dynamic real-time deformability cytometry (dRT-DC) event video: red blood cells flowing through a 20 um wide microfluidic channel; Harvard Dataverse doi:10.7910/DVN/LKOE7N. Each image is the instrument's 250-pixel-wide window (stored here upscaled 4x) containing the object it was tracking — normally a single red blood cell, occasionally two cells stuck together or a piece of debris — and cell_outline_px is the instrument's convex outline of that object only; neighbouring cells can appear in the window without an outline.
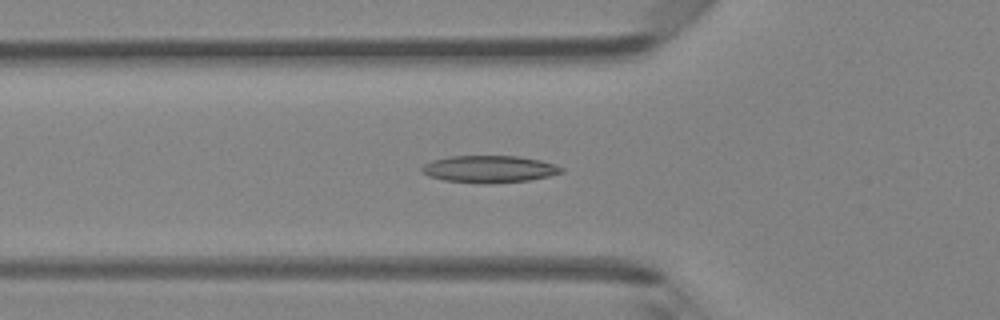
{"species": "Egyptian fruit bat (a non-hibernating species)", "species_latin": "Rousettus aegyptiacus", "temperature_condition": "room temperature", "stored_images_in_passage": 48, "camera_frame_rate_fps": 3000, "um_per_image_px": 0.085, "animal": {"sex": "female"}, "frame": {"image": 1, "passage_image": 17, "time_ms": 5.333, "image_size_px": [1000, 320], "cell_outline_px": [[564, 172], [548, 176], [528, 180], [444, 180], [428, 176], [420, 172], [420, 168], [424, 164], [432, 160], [448, 156], [516, 156], [540, 160], [564, 168]], "centroid_in_image_um": [41.55, 14.31], "position_along_channel_um": 84.3, "area_um2": 20.81}}
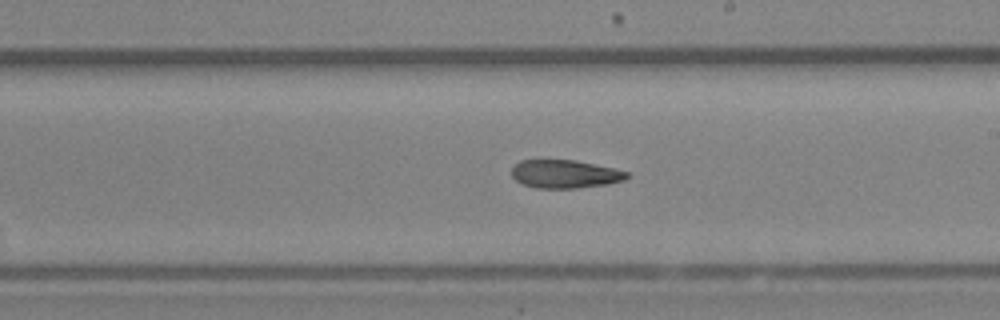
{"frame": {"image": 2, "passage_image": 28, "time_ms": 9.0, "image_size_px": [1000, 320], "cell_outline_px": [[628, 176], [624, 180], [608, 184], [576, 188], [536, 188], [520, 184], [512, 176], [512, 168], [520, 160], [576, 160], [596, 164], [628, 172]], "centroid_in_image_um": [48.0, 14.79], "position_along_channel_um": 241.0, "area_um2": 18.96}}
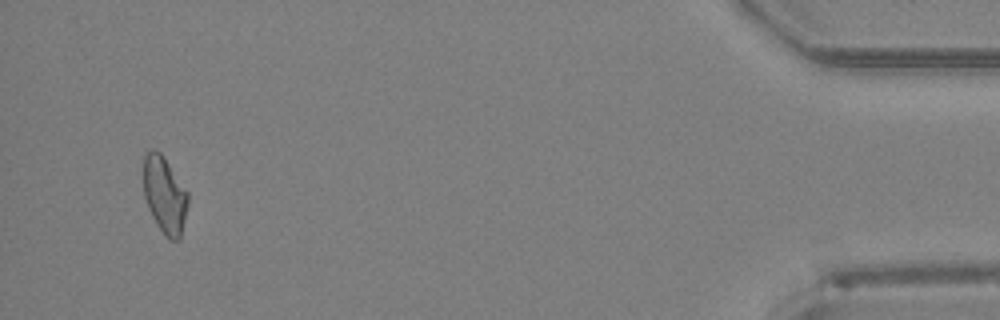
{"frame": {"image": 3, "passage_image": 46, "time_ms": 15.0, "image_size_px": [1000, 320], "cell_outline_px": [[188, 204], [180, 240], [168, 240], [156, 224], [148, 208], [144, 196], [144, 156], [152, 148], [160, 152], [188, 192]], "centroid_in_image_um": [14.0, 16.61], "position_along_channel_um": 421.2, "area_um2": 19.83}, "authors_computed_cell_mechanics": {"area_um2": 20.5768, "velocity_mm_per_s": 4.2714, "shape_relaxation_time_tau1_ms": 6.2681, "shape_relaxation_time_tau2_ms": null, "deformation_change_tau1": 0.1611, "deformation_change_tau2": null}}